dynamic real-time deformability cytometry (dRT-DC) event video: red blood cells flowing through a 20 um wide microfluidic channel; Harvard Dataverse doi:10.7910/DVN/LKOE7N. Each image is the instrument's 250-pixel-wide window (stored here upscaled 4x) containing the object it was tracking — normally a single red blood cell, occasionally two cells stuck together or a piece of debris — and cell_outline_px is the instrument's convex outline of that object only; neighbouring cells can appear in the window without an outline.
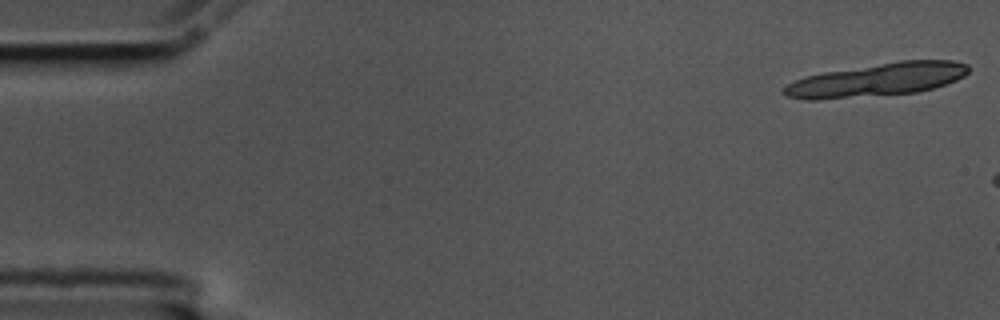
{"species": "common noctule bat (a hibernating species)", "species_latin": "Nyctalus noctula", "temperature_condition": "cold", "stored_images_in_passage": 3, "camera_frame_rate_fps": 3000, "um_per_image_px": 0.085, "animal": {"sex": "male", "body_mass_g": 17.5, "forearm_length_mm": 52.3}, "frame": {"image": 1, "passage_image": 1, "time_ms": 0.0, "image_size_px": [1000, 320], "cell_outline_px": [[968, 72], [964, 76], [956, 80], [932, 88], [916, 92], [820, 100], [804, 100], [788, 96], [784, 92], [784, 88], [788, 84], [804, 76], [824, 72], [900, 60], [952, 60], [968, 64]], "centroid_in_image_um": [74.55, 6.77], "position_along_channel_um": 10.4, "area_um2": 35.43}}